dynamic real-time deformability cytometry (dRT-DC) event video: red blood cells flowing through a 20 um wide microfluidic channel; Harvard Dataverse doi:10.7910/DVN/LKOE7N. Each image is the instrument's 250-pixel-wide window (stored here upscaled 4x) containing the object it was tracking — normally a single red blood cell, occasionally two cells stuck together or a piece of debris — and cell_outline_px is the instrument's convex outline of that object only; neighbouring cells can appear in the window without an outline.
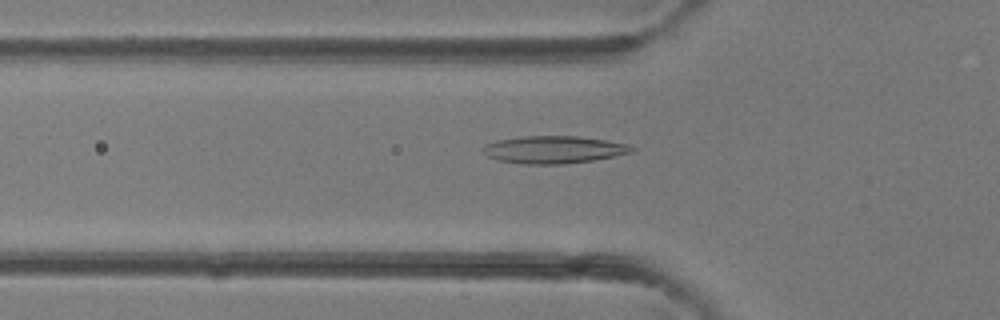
{"species": "common noctule bat (a hibernating species)", "species_latin": "Nyctalus noctula", "temperature_condition": "room temperature", "stored_images_in_passage": 35, "camera_frame_rate_fps": 3000, "um_per_image_px": 0.085, "animal": {"sex": "female"}, "frame": {"image": 1, "passage_image": 9, "time_ms": 2.667, "image_size_px": [1000, 320], "cell_outline_px": [[636, 148], [632, 152], [592, 160], [564, 164], [524, 164], [496, 160], [488, 156], [484, 152], [484, 144], [496, 140], [524, 136], [580, 136], [628, 144]], "centroid_in_image_um": [47.04, 12.71], "position_along_channel_um": 78.8, "area_um2": 23.7}}
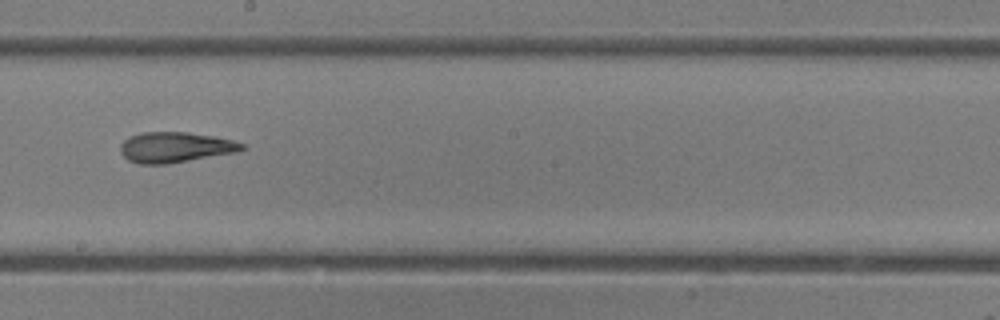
{"frame": {"image": 2, "passage_image": 18, "time_ms": 5.667, "image_size_px": [1000, 320], "cell_outline_px": [[248, 148], [236, 152], [168, 164], [140, 164], [128, 160], [120, 152], [120, 144], [128, 136], [140, 132], [188, 132], [216, 136], [232, 140], [244, 144]], "centroid_in_image_um": [14.89, 12.51], "position_along_channel_um": 233.3, "area_um2": 21.79}}
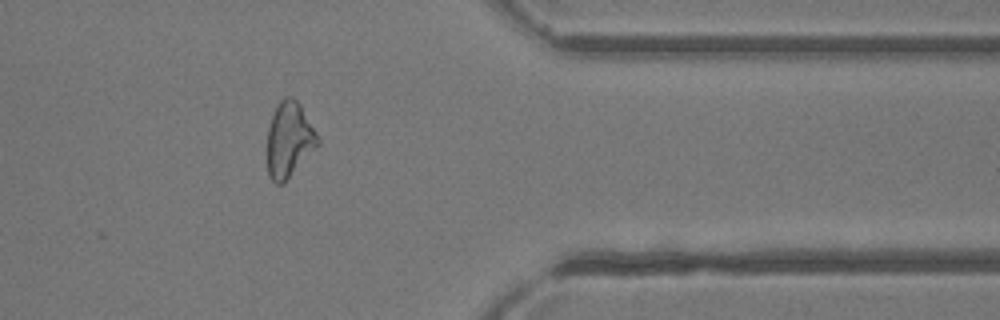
{"frame": {"image": 3, "passage_image": 28, "time_ms": 9.0, "image_size_px": [1000, 320], "cell_outline_px": [[320, 144], [284, 184], [276, 184], [272, 180], [268, 172], [268, 128], [276, 104], [284, 96], [292, 96], [300, 104], [316, 132], [320, 140]], "centroid_in_image_um": [24.59, 11.88], "position_along_channel_um": 386.8, "area_um2": 22.25}}